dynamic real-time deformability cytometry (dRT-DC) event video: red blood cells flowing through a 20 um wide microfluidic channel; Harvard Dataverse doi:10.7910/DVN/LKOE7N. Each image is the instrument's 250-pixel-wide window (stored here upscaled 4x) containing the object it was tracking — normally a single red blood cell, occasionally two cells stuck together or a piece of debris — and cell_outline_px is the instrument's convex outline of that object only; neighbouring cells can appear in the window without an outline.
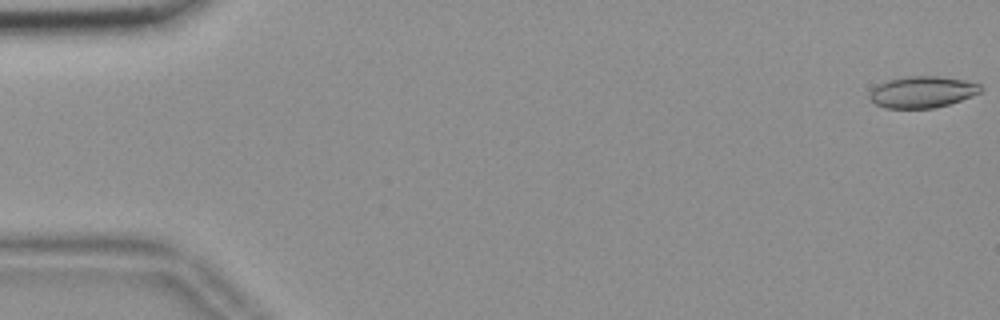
{"species": "common noctule bat (a hibernating species)", "species_latin": "Nyctalus noctula", "temperature_condition": "room temperature", "stored_images_in_passage": 56, "camera_frame_rate_fps": 3000, "um_per_image_px": 0.085, "animal": {"sex": "female", "body_mass_g": 18.4}, "frame": {"image": 1, "passage_image": 1, "time_ms": 0.0, "image_size_px": [1000, 320], "cell_outline_px": [[980, 92], [960, 100], [948, 104], [932, 108], [884, 108], [876, 104], [868, 96], [872, 88], [876, 84], [888, 80], [904, 76], [940, 76], [964, 80], [980, 84]], "centroid_in_image_um": [78.34, 7.81], "position_along_channel_um": 6.7, "area_um2": 20.29}}
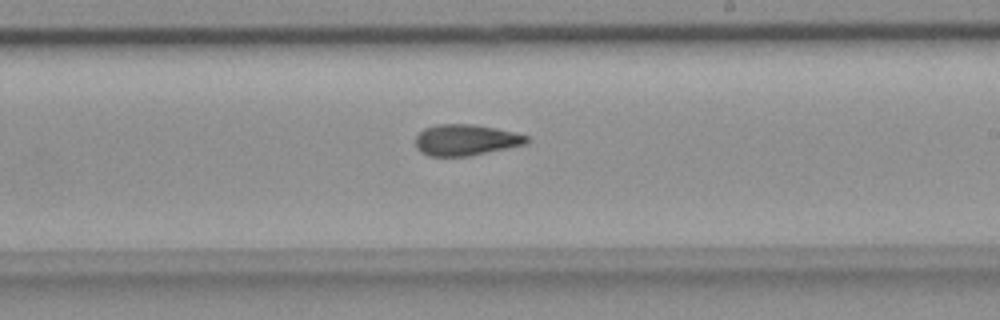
{"frame": {"image": 2, "passage_image": 33, "time_ms": 10.667, "image_size_px": [1000, 320], "cell_outline_px": [[528, 140], [524, 144], [468, 156], [428, 156], [420, 152], [416, 148], [416, 136], [424, 128], [436, 124], [472, 124], [496, 128], [516, 132], [528, 136]], "centroid_in_image_um": [39.55, 11.89], "position_along_channel_um": 249.5, "area_um2": 20.06}}
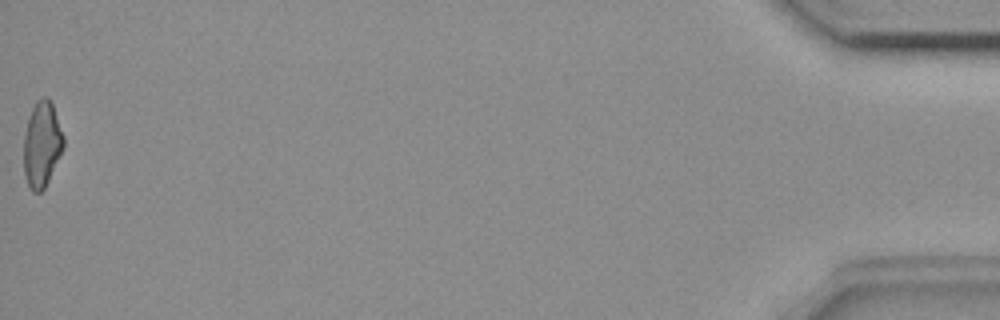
{"frame": {"image": 3, "passage_image": 56, "time_ms": 18.333, "image_size_px": [1000, 320], "cell_outline_px": [[64, 148], [44, 188], [40, 192], [32, 192], [28, 184], [24, 172], [24, 132], [28, 116], [36, 100], [40, 96], [48, 96], [52, 100], [64, 136]], "centroid_in_image_um": [3.57, 12.19], "position_along_channel_um": 431.6, "area_um2": 20.17}, "authors_computed_cell_mechanics": {"area_um2": 20.3456, "velocity_mm_per_s": 3.683, "shape_relaxation_time_tau1_ms": null, "shape_relaxation_time_tau2_ms": 5.7759, "deformation_change_tau1": null, "deformation_change_tau2": 0.1318}}